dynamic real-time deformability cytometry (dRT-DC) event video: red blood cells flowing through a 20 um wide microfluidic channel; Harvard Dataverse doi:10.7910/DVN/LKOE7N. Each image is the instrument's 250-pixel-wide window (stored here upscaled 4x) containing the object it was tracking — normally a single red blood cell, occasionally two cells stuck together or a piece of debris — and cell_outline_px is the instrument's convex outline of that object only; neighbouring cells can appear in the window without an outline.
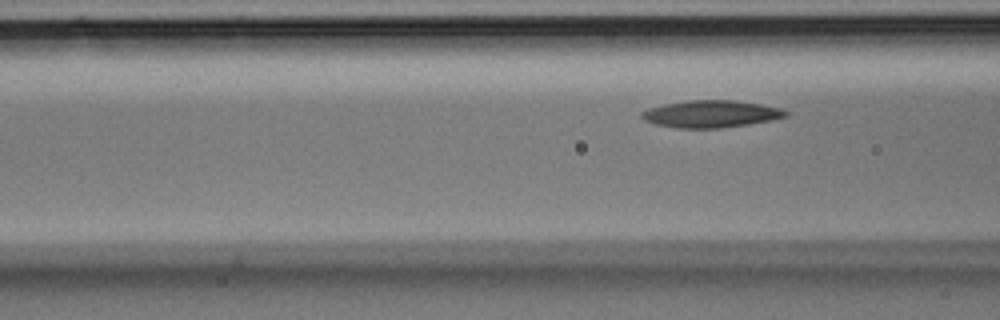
{"species": "Egyptian fruit bat (a non-hibernating species)", "species_latin": "Rousettus aegyptiacus", "temperature_condition": "room temperature", "stored_images_in_passage": 5, "segment_of_instrument_passage": [2, 2], "camera_frame_rate_fps": 3000, "um_per_image_px": 0.085, "animal": {"sex": "male"}, "frame": {"image": 1, "passage_image": 5, "time_ms": 1.333, "image_size_px": [1000, 320], "cell_outline_px": [[788, 116], [772, 120], [748, 124], [720, 128], [676, 128], [656, 124], [644, 120], [640, 116], [640, 112], [648, 108], [664, 104], [688, 100], [732, 100], [760, 104], [780, 108], [788, 112]], "centroid_in_image_um": [60.41, 9.68], "position_along_channel_um": 106.2, "area_um2": 22.77}}